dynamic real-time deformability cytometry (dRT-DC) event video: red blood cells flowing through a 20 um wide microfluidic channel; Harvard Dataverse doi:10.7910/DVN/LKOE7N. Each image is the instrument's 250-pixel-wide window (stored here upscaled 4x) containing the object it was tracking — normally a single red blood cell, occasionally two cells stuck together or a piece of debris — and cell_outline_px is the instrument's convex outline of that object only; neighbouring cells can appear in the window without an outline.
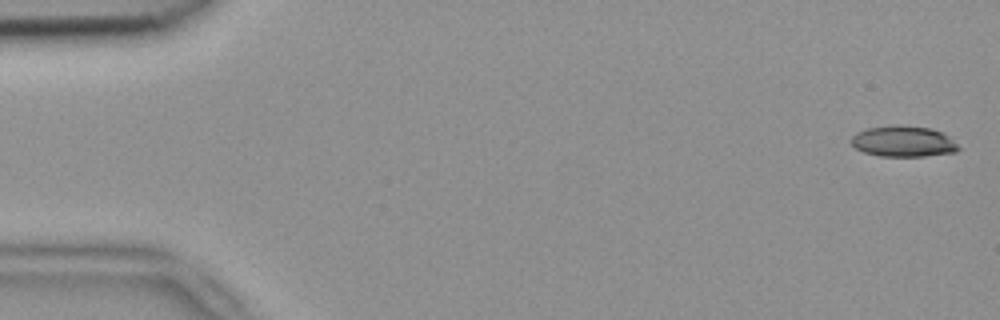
{"species": "common noctule bat (a hibernating species)", "species_latin": "Nyctalus noctula", "temperature_condition": "room temperature", "stored_images_in_passage": 6, "camera_frame_rate_fps": 3000, "um_per_image_px": 0.085, "animal": {"sex": "female", "body_mass_g": 18.4}, "frame": {"image": 1, "passage_image": 1, "time_ms": 0.0, "image_size_px": [1000, 320], "cell_outline_px": [[960, 148], [956, 152], [924, 156], [880, 156], [864, 152], [856, 148], [852, 144], [852, 136], [856, 132], [868, 128], [896, 124], [900, 124], [928, 128], [940, 132], [948, 136]], "centroid_in_image_um": [76.76, 12.01], "position_along_channel_um": 8.2, "area_um2": 19.19}}
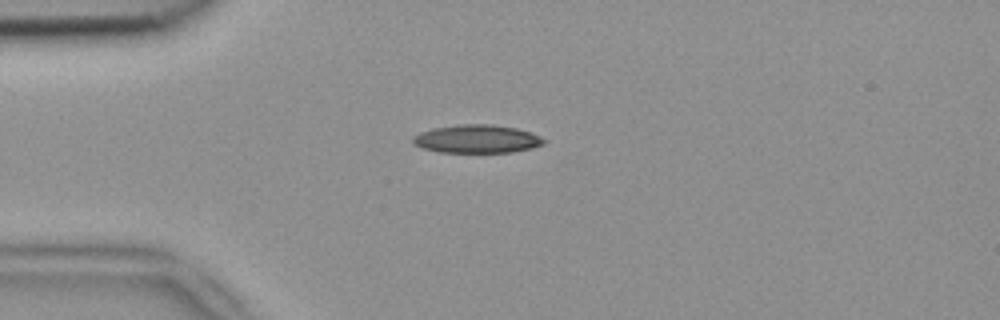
{"frame": {"image": 2, "passage_image": 4, "time_ms": 1.0, "image_size_px": [1000, 320], "cell_outline_px": [[548, 140], [544, 144], [532, 148], [512, 152], [440, 152], [424, 148], [412, 144], [412, 136], [420, 132], [432, 128], [460, 124], [492, 124], [516, 128], [532, 132]], "centroid_in_image_um": [40.56, 11.8], "position_along_channel_um": 44.4, "area_um2": 21.73}}
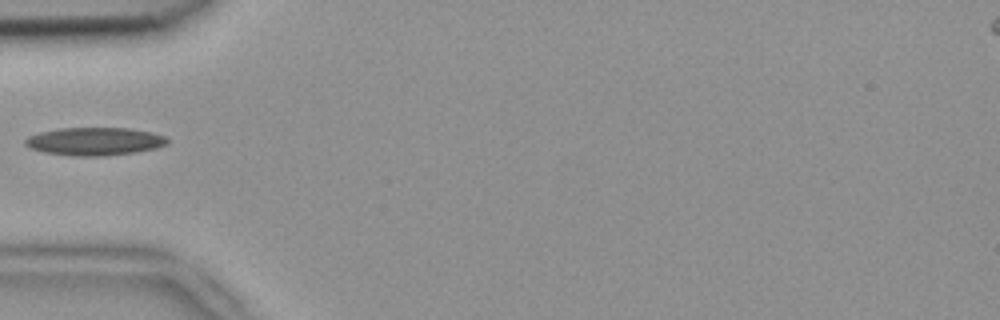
{"frame": {"image": 3, "passage_image": 5, "time_ms": 1.333, "image_size_px": [1000, 320], "cell_outline_px": [[168, 144], [156, 148], [136, 152], [100, 156], [76, 156], [44, 152], [32, 148], [24, 144], [24, 140], [28, 136], [40, 132], [60, 128], [128, 128], [152, 132], [164, 136], [168, 140]], "centroid_in_image_um": [8.05, 12.01], "position_along_channel_um": 76.9, "area_um2": 23.06}}